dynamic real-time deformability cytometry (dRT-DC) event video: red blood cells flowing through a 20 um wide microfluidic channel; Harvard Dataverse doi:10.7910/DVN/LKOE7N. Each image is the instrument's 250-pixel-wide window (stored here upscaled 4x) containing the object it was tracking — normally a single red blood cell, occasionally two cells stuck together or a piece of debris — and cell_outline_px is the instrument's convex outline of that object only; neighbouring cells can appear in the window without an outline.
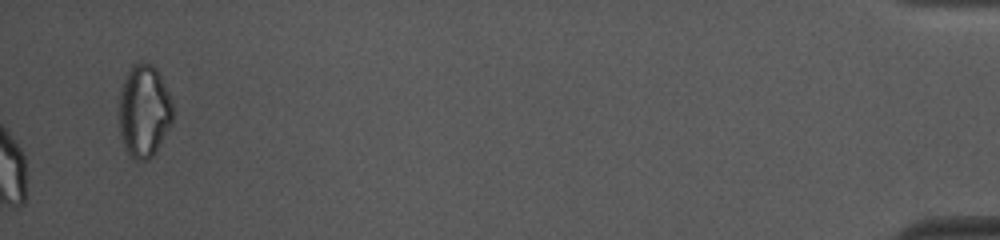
{"species": "common noctule bat (a hibernating species)", "species_latin": "Nyctalus noctula", "temperature_condition": "cold", "stored_images_in_passage": 54, "camera_frame_rate_fps": 3000, "um_per_image_px": 0.085, "animal": {"sex": "female", "body_mass_g": 10.0, "forearm_length_mm": 53.1}, "frame": {"image": 1, "passage_image": 54, "time_ms": 17.667, "image_size_px": [1000, 240], "cell_outline_px": [[172, 120], [156, 152], [148, 160], [136, 160], [128, 152], [120, 136], [120, 92], [128, 68], [136, 60], [140, 60], [152, 64], [156, 68], [172, 100]], "centroid_in_image_um": [12.24, 9.39], "position_along_channel_um": 423.0, "area_um2": 28.9}, "authors_computed_cell_mechanics": {"area_um2": 20.4323, "velocity_mm_per_s": 3.6876, "shape_relaxation_time_tau1_ms": 5.1408, "shape_relaxation_time_tau2_ms": 1.9191, "deformation_change_tau1": 0.0897, "deformation_change_tau2": 0.0694}}